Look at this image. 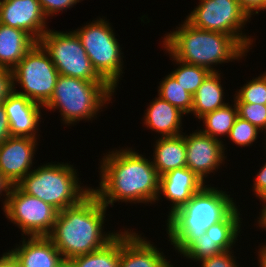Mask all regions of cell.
Instances as JSON below:
<instances>
[{"label":"cell","instance_id":"74e56055","mask_svg":"<svg viewBox=\"0 0 266 267\" xmlns=\"http://www.w3.org/2000/svg\"><path fill=\"white\" fill-rule=\"evenodd\" d=\"M259 211H260V212H258L259 214H257L259 216H256L257 219L256 218L254 219L255 220L254 224L256 225L257 229L261 228L262 231H260V232H264V231H266V200H264L262 202V208L259 209ZM260 244H263L266 246V241L263 243H260Z\"/></svg>","mask_w":266,"mask_h":267},{"label":"cell","instance_id":"f1b7e54d","mask_svg":"<svg viewBox=\"0 0 266 267\" xmlns=\"http://www.w3.org/2000/svg\"><path fill=\"white\" fill-rule=\"evenodd\" d=\"M262 133L248 120L237 116L227 138L232 142L231 144H236L235 146L243 149V147L250 148L253 144L258 143L257 140L261 138L260 136L263 135L262 137H264Z\"/></svg>","mask_w":266,"mask_h":267},{"label":"cell","instance_id":"ab89813d","mask_svg":"<svg viewBox=\"0 0 266 267\" xmlns=\"http://www.w3.org/2000/svg\"><path fill=\"white\" fill-rule=\"evenodd\" d=\"M258 248V250L256 249L255 251L256 253V258L258 259L257 261V267H266V246L263 244H259L258 246H256Z\"/></svg>","mask_w":266,"mask_h":267},{"label":"cell","instance_id":"ba28073f","mask_svg":"<svg viewBox=\"0 0 266 267\" xmlns=\"http://www.w3.org/2000/svg\"><path fill=\"white\" fill-rule=\"evenodd\" d=\"M198 1V5L187 13L184 19L201 30L217 31L233 36L250 53L257 38L252 34L249 35V31L245 29L251 19L240 8L238 1Z\"/></svg>","mask_w":266,"mask_h":267},{"label":"cell","instance_id":"5bb4252c","mask_svg":"<svg viewBox=\"0 0 266 267\" xmlns=\"http://www.w3.org/2000/svg\"><path fill=\"white\" fill-rule=\"evenodd\" d=\"M136 230L126 225L122 229L119 267H175L163 248Z\"/></svg>","mask_w":266,"mask_h":267},{"label":"cell","instance_id":"836d02e7","mask_svg":"<svg viewBox=\"0 0 266 267\" xmlns=\"http://www.w3.org/2000/svg\"><path fill=\"white\" fill-rule=\"evenodd\" d=\"M256 176L253 179V184L251 185L253 196L259 199V202H263L266 200V161L260 169L256 170ZM256 195V196H255Z\"/></svg>","mask_w":266,"mask_h":267},{"label":"cell","instance_id":"4dcf8cb0","mask_svg":"<svg viewBox=\"0 0 266 267\" xmlns=\"http://www.w3.org/2000/svg\"><path fill=\"white\" fill-rule=\"evenodd\" d=\"M40 2L41 8L48 18V20L53 19L52 17L58 16L60 13H65L71 8H75L78 3L84 0H38Z\"/></svg>","mask_w":266,"mask_h":267},{"label":"cell","instance_id":"d4e9b609","mask_svg":"<svg viewBox=\"0 0 266 267\" xmlns=\"http://www.w3.org/2000/svg\"><path fill=\"white\" fill-rule=\"evenodd\" d=\"M122 246V230L105 247L84 255L71 258L70 267H119L120 247Z\"/></svg>","mask_w":266,"mask_h":267},{"label":"cell","instance_id":"ffe728a7","mask_svg":"<svg viewBox=\"0 0 266 267\" xmlns=\"http://www.w3.org/2000/svg\"><path fill=\"white\" fill-rule=\"evenodd\" d=\"M144 110L141 117L142 126L151 133H157L158 137H174L183 134L184 116L174 105L155 95Z\"/></svg>","mask_w":266,"mask_h":267},{"label":"cell","instance_id":"9c48e42d","mask_svg":"<svg viewBox=\"0 0 266 267\" xmlns=\"http://www.w3.org/2000/svg\"><path fill=\"white\" fill-rule=\"evenodd\" d=\"M12 71L15 92L42 106L50 100L59 73L39 42L34 44Z\"/></svg>","mask_w":266,"mask_h":267},{"label":"cell","instance_id":"e575fe53","mask_svg":"<svg viewBox=\"0 0 266 267\" xmlns=\"http://www.w3.org/2000/svg\"><path fill=\"white\" fill-rule=\"evenodd\" d=\"M240 8L247 14L251 19L252 17L259 15L261 12V1L262 0H237Z\"/></svg>","mask_w":266,"mask_h":267},{"label":"cell","instance_id":"7c38bea8","mask_svg":"<svg viewBox=\"0 0 266 267\" xmlns=\"http://www.w3.org/2000/svg\"><path fill=\"white\" fill-rule=\"evenodd\" d=\"M8 222L24 236H48L53 230L58 210L49 203L24 193L13 185L3 210Z\"/></svg>","mask_w":266,"mask_h":267},{"label":"cell","instance_id":"6da1fadb","mask_svg":"<svg viewBox=\"0 0 266 267\" xmlns=\"http://www.w3.org/2000/svg\"><path fill=\"white\" fill-rule=\"evenodd\" d=\"M125 147V148H124ZM114 147L101 154L97 186L92 191L108 208L114 203L155 205L159 194L160 176L151 157L132 146ZM145 154V155H144ZM150 204V205H149Z\"/></svg>","mask_w":266,"mask_h":267},{"label":"cell","instance_id":"9a60e30c","mask_svg":"<svg viewBox=\"0 0 266 267\" xmlns=\"http://www.w3.org/2000/svg\"><path fill=\"white\" fill-rule=\"evenodd\" d=\"M39 142L40 139L11 136L0 144V172L12 185H17L35 168Z\"/></svg>","mask_w":266,"mask_h":267},{"label":"cell","instance_id":"cb8c5ba5","mask_svg":"<svg viewBox=\"0 0 266 267\" xmlns=\"http://www.w3.org/2000/svg\"><path fill=\"white\" fill-rule=\"evenodd\" d=\"M228 104L216 109L213 112L205 114L198 121H202L201 127L197 126L200 131L223 142L224 150L228 154L226 139L233 127L234 121L238 116V108L234 100H230ZM231 103V104H230ZM224 138V139H223ZM226 138V139H225ZM223 140V141H222ZM225 141V142H224Z\"/></svg>","mask_w":266,"mask_h":267},{"label":"cell","instance_id":"484cf974","mask_svg":"<svg viewBox=\"0 0 266 267\" xmlns=\"http://www.w3.org/2000/svg\"><path fill=\"white\" fill-rule=\"evenodd\" d=\"M161 47L165 51L166 56L168 55L167 57H169L174 67L177 65L169 73L186 91L194 95L210 71L202 66L182 62L174 58L163 46Z\"/></svg>","mask_w":266,"mask_h":267},{"label":"cell","instance_id":"4316f807","mask_svg":"<svg viewBox=\"0 0 266 267\" xmlns=\"http://www.w3.org/2000/svg\"><path fill=\"white\" fill-rule=\"evenodd\" d=\"M158 83L157 96L174 105L185 115H190L193 95L186 91L169 72Z\"/></svg>","mask_w":266,"mask_h":267},{"label":"cell","instance_id":"f546056e","mask_svg":"<svg viewBox=\"0 0 266 267\" xmlns=\"http://www.w3.org/2000/svg\"><path fill=\"white\" fill-rule=\"evenodd\" d=\"M238 116L248 120L266 135V105L236 103Z\"/></svg>","mask_w":266,"mask_h":267},{"label":"cell","instance_id":"d6986e66","mask_svg":"<svg viewBox=\"0 0 266 267\" xmlns=\"http://www.w3.org/2000/svg\"><path fill=\"white\" fill-rule=\"evenodd\" d=\"M13 247L8 251L19 267H62L66 263L48 236H21Z\"/></svg>","mask_w":266,"mask_h":267},{"label":"cell","instance_id":"e0dca14e","mask_svg":"<svg viewBox=\"0 0 266 267\" xmlns=\"http://www.w3.org/2000/svg\"><path fill=\"white\" fill-rule=\"evenodd\" d=\"M38 0H0V24L19 28L39 42L49 29Z\"/></svg>","mask_w":266,"mask_h":267},{"label":"cell","instance_id":"8d00e7d4","mask_svg":"<svg viewBox=\"0 0 266 267\" xmlns=\"http://www.w3.org/2000/svg\"><path fill=\"white\" fill-rule=\"evenodd\" d=\"M13 185L8 181V179L0 172V200L2 209L4 210L7 198L9 197L10 191ZM4 200V201H3Z\"/></svg>","mask_w":266,"mask_h":267},{"label":"cell","instance_id":"277c9868","mask_svg":"<svg viewBox=\"0 0 266 267\" xmlns=\"http://www.w3.org/2000/svg\"><path fill=\"white\" fill-rule=\"evenodd\" d=\"M115 94L116 90L106 81H88L59 74L53 95L43 107L45 114L59 112L61 125L69 128L80 121L99 119L100 112L114 103Z\"/></svg>","mask_w":266,"mask_h":267},{"label":"cell","instance_id":"44dd1931","mask_svg":"<svg viewBox=\"0 0 266 267\" xmlns=\"http://www.w3.org/2000/svg\"><path fill=\"white\" fill-rule=\"evenodd\" d=\"M223 72H210L203 80L196 93L193 95V106L190 116H194L196 121L205 114L215 111L229 103L223 82ZM222 80V81H221Z\"/></svg>","mask_w":266,"mask_h":267},{"label":"cell","instance_id":"d590c367","mask_svg":"<svg viewBox=\"0 0 266 267\" xmlns=\"http://www.w3.org/2000/svg\"><path fill=\"white\" fill-rule=\"evenodd\" d=\"M10 134V126L8 122V117L5 111V107L3 104L0 105V144L6 141Z\"/></svg>","mask_w":266,"mask_h":267},{"label":"cell","instance_id":"8fae6325","mask_svg":"<svg viewBox=\"0 0 266 267\" xmlns=\"http://www.w3.org/2000/svg\"><path fill=\"white\" fill-rule=\"evenodd\" d=\"M39 43L50 55L58 73L88 81L103 80L91 65L82 42L74 30L49 29Z\"/></svg>","mask_w":266,"mask_h":267},{"label":"cell","instance_id":"4fadbf2b","mask_svg":"<svg viewBox=\"0 0 266 267\" xmlns=\"http://www.w3.org/2000/svg\"><path fill=\"white\" fill-rule=\"evenodd\" d=\"M182 135L186 145V167L203 182L210 183L211 179H208L218 174L222 166L227 168L228 159L223 142L202 133L198 128Z\"/></svg>","mask_w":266,"mask_h":267},{"label":"cell","instance_id":"8992f818","mask_svg":"<svg viewBox=\"0 0 266 267\" xmlns=\"http://www.w3.org/2000/svg\"><path fill=\"white\" fill-rule=\"evenodd\" d=\"M46 162L35 166L17 184L24 193L35 196L62 211L79 203L92 191L91 184L82 183L74 163Z\"/></svg>","mask_w":266,"mask_h":267},{"label":"cell","instance_id":"7402d4cb","mask_svg":"<svg viewBox=\"0 0 266 267\" xmlns=\"http://www.w3.org/2000/svg\"><path fill=\"white\" fill-rule=\"evenodd\" d=\"M153 140L151 154L152 163L159 176L165 173L186 167V145L184 136L156 137Z\"/></svg>","mask_w":266,"mask_h":267},{"label":"cell","instance_id":"7bdbcfd3","mask_svg":"<svg viewBox=\"0 0 266 267\" xmlns=\"http://www.w3.org/2000/svg\"><path fill=\"white\" fill-rule=\"evenodd\" d=\"M62 267H70V265L66 262Z\"/></svg>","mask_w":266,"mask_h":267},{"label":"cell","instance_id":"7a4b0ae2","mask_svg":"<svg viewBox=\"0 0 266 267\" xmlns=\"http://www.w3.org/2000/svg\"><path fill=\"white\" fill-rule=\"evenodd\" d=\"M107 210L109 209L91 191L76 205L58 211L53 230L48 237L66 262L75 256L105 247L125 227L116 231L107 230L108 224L105 223L111 217Z\"/></svg>","mask_w":266,"mask_h":267},{"label":"cell","instance_id":"60d3db41","mask_svg":"<svg viewBox=\"0 0 266 267\" xmlns=\"http://www.w3.org/2000/svg\"><path fill=\"white\" fill-rule=\"evenodd\" d=\"M264 12H266V0L261 1V13H264Z\"/></svg>","mask_w":266,"mask_h":267},{"label":"cell","instance_id":"b9f144b4","mask_svg":"<svg viewBox=\"0 0 266 267\" xmlns=\"http://www.w3.org/2000/svg\"><path fill=\"white\" fill-rule=\"evenodd\" d=\"M261 139H263L262 141V145L264 144V146H263V148H264V150H265V153H264V155H266V135H264V137L263 138H261ZM266 157V156H265Z\"/></svg>","mask_w":266,"mask_h":267},{"label":"cell","instance_id":"5b68a950","mask_svg":"<svg viewBox=\"0 0 266 267\" xmlns=\"http://www.w3.org/2000/svg\"><path fill=\"white\" fill-rule=\"evenodd\" d=\"M217 186L206 184L184 207L165 220V239L175 251L190 236L205 232L238 205L239 201L233 198L234 194Z\"/></svg>","mask_w":266,"mask_h":267},{"label":"cell","instance_id":"52a82bcc","mask_svg":"<svg viewBox=\"0 0 266 267\" xmlns=\"http://www.w3.org/2000/svg\"><path fill=\"white\" fill-rule=\"evenodd\" d=\"M96 19V20H95ZM110 20L97 16L92 21L74 29L97 74L114 90H118L125 74L123 44L120 45ZM125 61V62H124Z\"/></svg>","mask_w":266,"mask_h":267},{"label":"cell","instance_id":"2e32d148","mask_svg":"<svg viewBox=\"0 0 266 267\" xmlns=\"http://www.w3.org/2000/svg\"><path fill=\"white\" fill-rule=\"evenodd\" d=\"M205 185L206 183L187 167L171 170L160 176L159 194L155 204L158 206L159 201L164 199L170 203V207H166L169 208L168 215L166 214L168 220Z\"/></svg>","mask_w":266,"mask_h":267},{"label":"cell","instance_id":"d6a6232c","mask_svg":"<svg viewBox=\"0 0 266 267\" xmlns=\"http://www.w3.org/2000/svg\"><path fill=\"white\" fill-rule=\"evenodd\" d=\"M14 92L13 71L0 67V105Z\"/></svg>","mask_w":266,"mask_h":267},{"label":"cell","instance_id":"ac0fdd59","mask_svg":"<svg viewBox=\"0 0 266 267\" xmlns=\"http://www.w3.org/2000/svg\"><path fill=\"white\" fill-rule=\"evenodd\" d=\"M8 117L11 136L41 139L44 107L26 96L13 92L3 103ZM42 110V111H41ZM43 120V121H42Z\"/></svg>","mask_w":266,"mask_h":267},{"label":"cell","instance_id":"f35d334b","mask_svg":"<svg viewBox=\"0 0 266 267\" xmlns=\"http://www.w3.org/2000/svg\"><path fill=\"white\" fill-rule=\"evenodd\" d=\"M0 267H19V265L14 256L5 249V252L0 255Z\"/></svg>","mask_w":266,"mask_h":267},{"label":"cell","instance_id":"3957f363","mask_svg":"<svg viewBox=\"0 0 266 267\" xmlns=\"http://www.w3.org/2000/svg\"><path fill=\"white\" fill-rule=\"evenodd\" d=\"M181 21L176 28L161 36L160 41V45L174 58L205 67L210 72H221L220 65L243 62L248 56L249 52L233 36L201 30L185 19Z\"/></svg>","mask_w":266,"mask_h":267},{"label":"cell","instance_id":"603a6c76","mask_svg":"<svg viewBox=\"0 0 266 267\" xmlns=\"http://www.w3.org/2000/svg\"><path fill=\"white\" fill-rule=\"evenodd\" d=\"M35 43L25 31L0 24V67L12 70Z\"/></svg>","mask_w":266,"mask_h":267},{"label":"cell","instance_id":"83f0119b","mask_svg":"<svg viewBox=\"0 0 266 267\" xmlns=\"http://www.w3.org/2000/svg\"><path fill=\"white\" fill-rule=\"evenodd\" d=\"M245 82L239 86L240 89H235L234 102L266 105V70Z\"/></svg>","mask_w":266,"mask_h":267},{"label":"cell","instance_id":"30bf717a","mask_svg":"<svg viewBox=\"0 0 266 267\" xmlns=\"http://www.w3.org/2000/svg\"><path fill=\"white\" fill-rule=\"evenodd\" d=\"M241 211L238 203L221 221L203 233L190 236L175 253L178 252V257L183 256L191 264L196 262L195 265H198L205 259L236 248L238 240L242 238V230H245Z\"/></svg>","mask_w":266,"mask_h":267},{"label":"cell","instance_id":"1f68e13d","mask_svg":"<svg viewBox=\"0 0 266 267\" xmlns=\"http://www.w3.org/2000/svg\"><path fill=\"white\" fill-rule=\"evenodd\" d=\"M234 250L236 249L224 251L218 255L210 257L209 259H205L198 263V267H244L240 266L237 256L234 254L236 251L234 252Z\"/></svg>","mask_w":266,"mask_h":267}]
</instances>
